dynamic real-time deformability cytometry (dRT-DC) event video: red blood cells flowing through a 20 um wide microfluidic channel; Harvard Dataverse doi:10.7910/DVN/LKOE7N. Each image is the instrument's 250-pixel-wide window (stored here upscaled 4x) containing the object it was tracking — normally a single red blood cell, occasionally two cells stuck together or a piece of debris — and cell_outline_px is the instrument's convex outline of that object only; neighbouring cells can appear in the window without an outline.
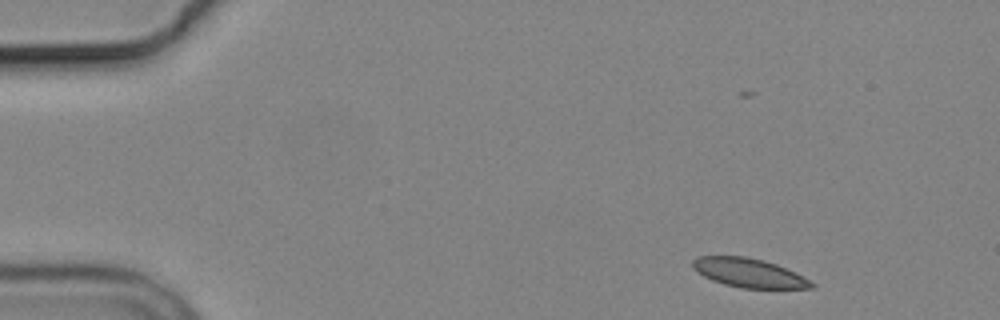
{"species": "common noctule bat (a hibernating species)", "species_latin": "Nyctalus noctula", "temperature_condition": "cold", "stored_images_in_passage": 6, "camera_frame_rate_fps": 3000, "um_per_image_px": 0.085, "animal": {"sex": "male", "body_mass_g": 19.2, "forearm_length_mm": 51.8}, "frame": {"image": 1, "passage_image": 2, "time_ms": 1.0, "image_size_px": [1000, 320], "cell_outline_px": [[816, 288], [740, 288], [724, 284], [712, 280], [696, 272], [692, 268], [692, 260], [696, 256], [744, 256], [764, 260], [776, 264], [796, 272], [816, 284]], "centroid_in_image_um": [63.65, 23.19], "position_along_channel_um": 21.4, "area_um2": 20.23}}
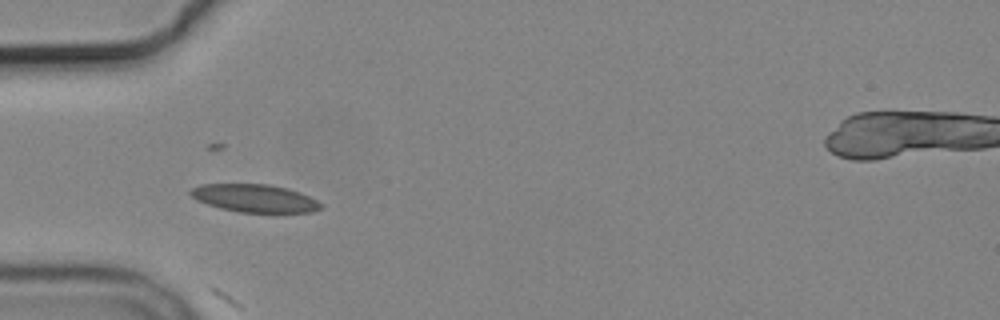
{"frame": {"image": 2, "passage_image": 5, "time_ms": 4.667, "image_size_px": [1000, 320], "cell_outline_px": [[324, 204], [320, 208], [312, 212], [240, 212], [220, 208], [196, 200], [188, 192], [192, 188], [200, 184], [268, 184], [288, 188], [300, 192]], "centroid_in_image_um": [21.64, 16.84], "position_along_channel_um": 63.4, "area_um2": 21.1}}
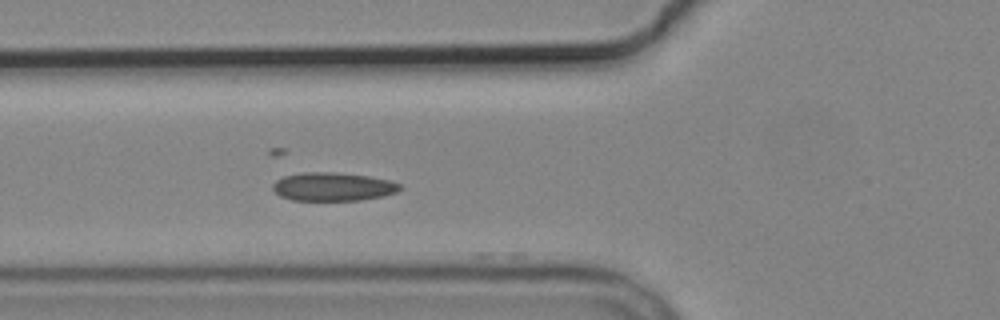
{"frame": {"image": 3, "passage_image": 6, "time_ms": 5.667, "image_size_px": [1000, 320], "cell_outline_px": [[404, 188], [396, 192], [384, 196], [360, 200], [292, 200], [280, 196], [272, 188], [272, 184], [276, 180], [284, 176], [300, 172], [332, 172], [368, 176], [388, 180], [400, 184]], "centroid_in_image_um": [28.29, 15.87], "position_along_channel_um": 97.5, "area_um2": 21.1}}